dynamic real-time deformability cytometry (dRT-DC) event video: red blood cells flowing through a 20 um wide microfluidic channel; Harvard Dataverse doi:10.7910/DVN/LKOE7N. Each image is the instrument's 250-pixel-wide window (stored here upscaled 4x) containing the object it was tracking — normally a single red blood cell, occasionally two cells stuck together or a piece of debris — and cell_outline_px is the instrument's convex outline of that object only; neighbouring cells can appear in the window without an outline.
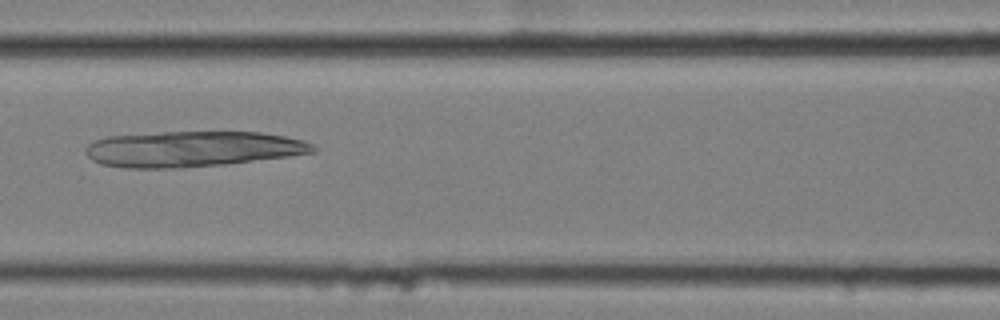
{"species": "common noctule bat (a hibernating species)", "species_latin": "Nyctalus noctula", "temperature_condition": "cold", "stored_images_in_passage": 8, "camera_frame_rate_fps": 3000, "um_per_image_px": 0.085, "animal": {"sex": "female", "body_mass_g": 25.1}, "frame": {"image": 1, "passage_image": 7, "time_ms": 2.0, "image_size_px": [1000, 320], "cell_outline_px": [[316, 152], [288, 156], [224, 164], [180, 168], [124, 168], [100, 164], [92, 160], [84, 152], [84, 148], [88, 144], [96, 140], [108, 136], [160, 132], [260, 132], [284, 136], [304, 140], [312, 144], [316, 148]], "centroid_in_image_um": [16.32, 12.66], "position_along_channel_um": 150.3, "area_um2": 47.34}}
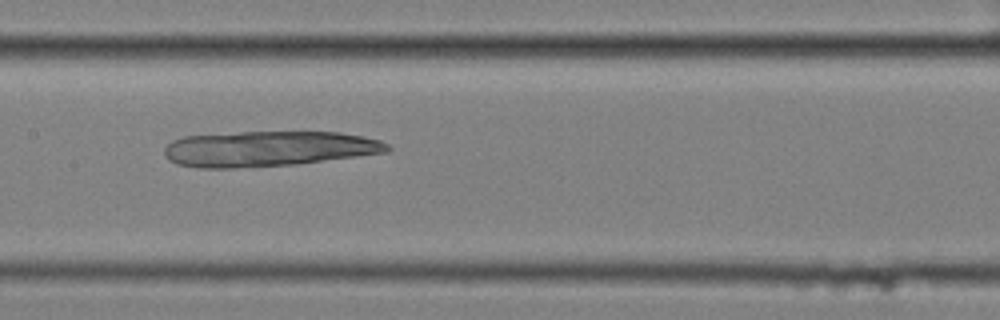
{"frame": {"image": 2, "passage_image": 8, "time_ms": 2.333, "image_size_px": [1000, 320], "cell_outline_px": [[392, 148], [388, 152], [292, 164], [232, 168], [200, 168], [176, 164], [168, 160], [164, 156], [164, 148], [172, 140], [184, 136], [240, 132], [340, 132], [364, 136], [380, 140], [388, 144]], "centroid_in_image_um": [22.78, 12.63], "position_along_channel_um": 184.6, "area_um2": 45.95}}